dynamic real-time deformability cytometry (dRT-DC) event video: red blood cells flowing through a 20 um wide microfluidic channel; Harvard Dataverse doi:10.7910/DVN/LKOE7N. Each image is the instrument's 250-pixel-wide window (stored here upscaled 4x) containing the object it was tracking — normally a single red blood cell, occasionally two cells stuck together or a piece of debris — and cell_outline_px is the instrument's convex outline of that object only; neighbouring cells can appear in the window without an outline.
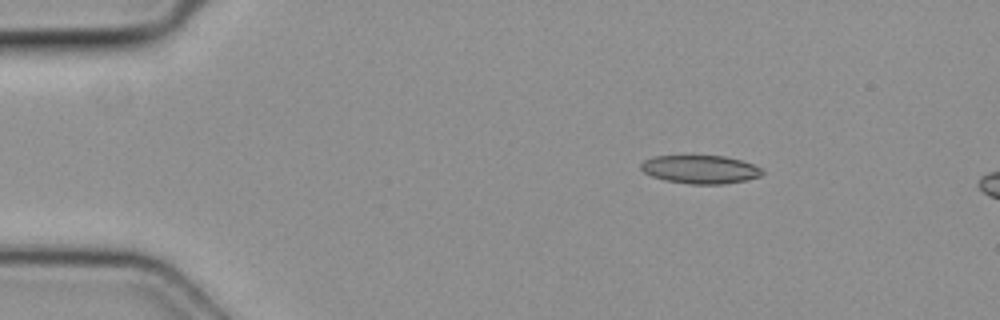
{"species": "common noctule bat (a hibernating species)", "species_latin": "Nyctalus noctula", "temperature_condition": "cold", "stored_images_in_passage": 4, "camera_frame_rate_fps": 3000, "um_per_image_px": 0.085, "animal": {"sex": "female", "body_mass_g": 19.3, "forearm_length_mm": 54.1}, "frame": {"image": 1, "passage_image": 2, "time_ms": 0.333, "image_size_px": [1000, 320], "cell_outline_px": [[764, 172], [760, 176], [744, 180], [724, 184], [688, 184], [664, 180], [652, 176], [644, 172], [640, 168], [640, 164], [644, 160], [652, 156], [724, 156], [740, 160], [752, 164], [760, 168]], "centroid_in_image_um": [59.49, 14.4], "position_along_channel_um": 25.5, "area_um2": 19.94}}